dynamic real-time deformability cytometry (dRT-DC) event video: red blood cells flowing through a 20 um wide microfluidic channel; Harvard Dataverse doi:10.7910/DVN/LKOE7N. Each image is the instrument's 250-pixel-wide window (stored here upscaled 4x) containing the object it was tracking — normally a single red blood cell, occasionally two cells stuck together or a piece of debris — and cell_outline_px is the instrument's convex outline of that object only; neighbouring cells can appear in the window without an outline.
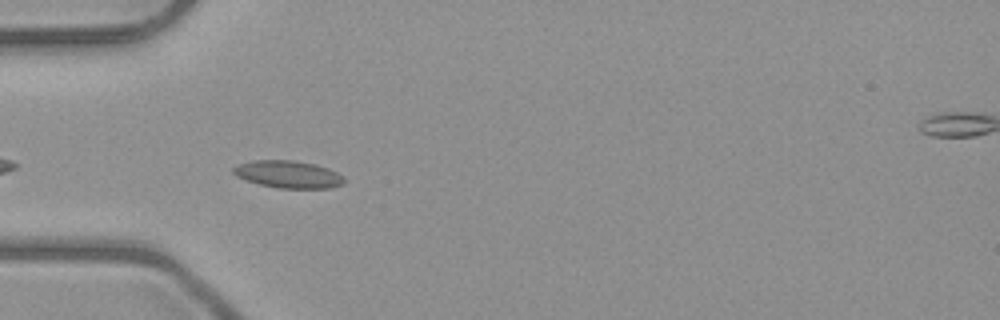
{"species": "common noctule bat (a hibernating species)", "species_latin": "Nyctalus noctula", "temperature_condition": "room temperature", "stored_images_in_passage": 9, "camera_frame_rate_fps": 3000, "um_per_image_px": 0.085, "animal": {"sex": "male", "body_mass_g": 23.1, "forearm_length_mm": 52.7}, "frame": {"image": 1, "passage_image": 3, "time_ms": 0.667, "image_size_px": [1000, 320], "cell_outline_px": [[344, 184], [332, 188], [276, 188], [260, 184], [236, 176], [232, 172], [232, 168], [240, 164], [256, 160], [292, 160], [316, 164], [328, 168], [344, 176]], "centroid_in_image_um": [24.54, 14.82], "position_along_channel_um": 60.5, "area_um2": 17.63}}
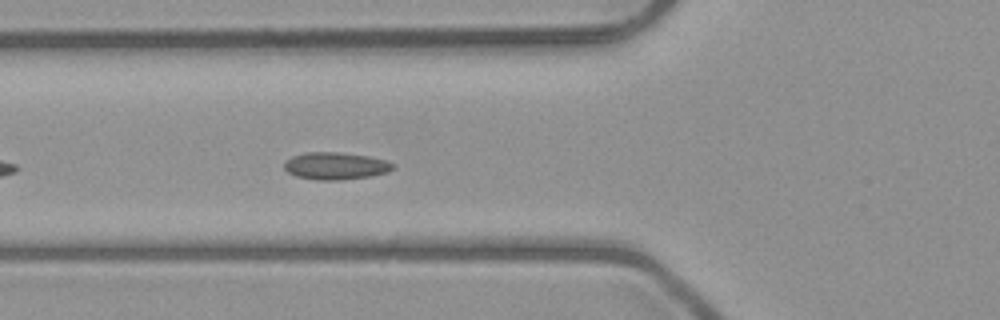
{"frame": {"image": 2, "passage_image": 6, "time_ms": 1.667, "image_size_px": [1000, 320], "cell_outline_px": [[396, 168], [388, 172], [372, 176], [340, 180], [316, 180], [296, 176], [288, 172], [284, 168], [284, 160], [292, 156], [308, 152], [336, 152], [368, 156], [384, 160], [396, 164]], "centroid_in_image_um": [28.54, 14.11], "position_along_channel_um": 97.3, "area_um2": 17.4}}